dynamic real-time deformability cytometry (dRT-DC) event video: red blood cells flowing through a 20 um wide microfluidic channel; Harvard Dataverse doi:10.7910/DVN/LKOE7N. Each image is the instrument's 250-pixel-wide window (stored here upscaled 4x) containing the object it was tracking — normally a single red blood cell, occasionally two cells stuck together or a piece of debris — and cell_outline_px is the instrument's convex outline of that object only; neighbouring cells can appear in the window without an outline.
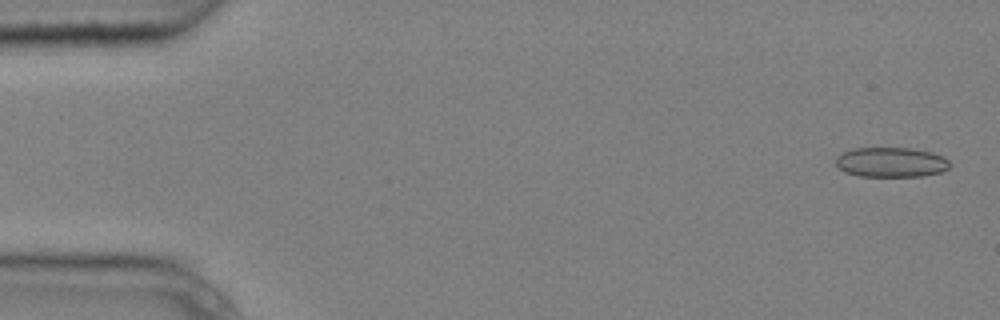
{"species": "common noctule bat (a hibernating species)", "species_latin": "Nyctalus noctula", "temperature_condition": "cold", "stored_images_in_passage": 6, "camera_frame_rate_fps": 3000, "um_per_image_px": 0.085, "animal": {"sex": "male", "body_mass_g": 20.4}, "frame": {"image": 1, "passage_image": 1, "time_ms": 0.0, "image_size_px": [1000, 320], "cell_outline_px": [[952, 164], [948, 168], [940, 172], [924, 176], [856, 176], [840, 168], [836, 164], [836, 156], [852, 148], [912, 148], [932, 152], [944, 156]], "centroid_in_image_um": [75.78, 13.78], "position_along_channel_um": 9.2, "area_um2": 19.88}}
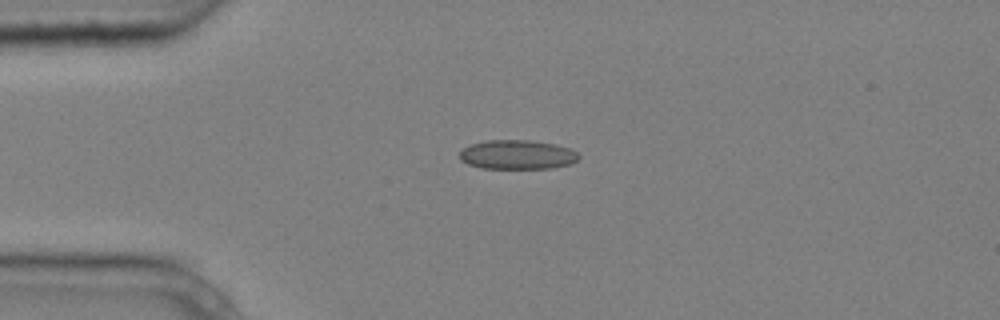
{"frame": {"image": 2, "passage_image": 4, "time_ms": 1.0, "image_size_px": [1000, 320], "cell_outline_px": [[580, 156], [572, 164], [552, 168], [480, 168], [468, 164], [460, 160], [460, 148], [468, 144], [484, 140], [528, 140], [556, 144], [572, 148]], "centroid_in_image_um": [43.94, 13.13], "position_along_channel_um": 41.1, "area_um2": 20.63}}